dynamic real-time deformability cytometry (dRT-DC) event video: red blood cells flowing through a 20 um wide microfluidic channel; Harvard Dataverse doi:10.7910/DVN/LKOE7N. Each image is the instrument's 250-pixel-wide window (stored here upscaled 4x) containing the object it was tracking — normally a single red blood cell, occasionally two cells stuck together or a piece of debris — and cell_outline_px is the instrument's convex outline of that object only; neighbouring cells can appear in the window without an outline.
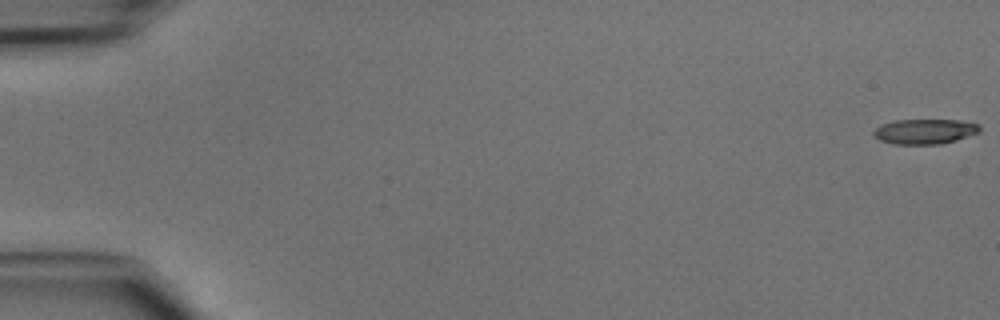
{"species": "common noctule bat (a hibernating species)", "species_latin": "Nyctalus noctula", "temperature_condition": "cold", "stored_images_in_passage": 48, "camera_frame_rate_fps": 3000, "um_per_image_px": 0.085, "animal": {"sex": "male", "body_mass_g": 15.6}, "frame": {"image": 1, "passage_image": 1, "time_ms": 0.0, "image_size_px": [1000, 320], "cell_outline_px": [[980, 132], [956, 140], [940, 144], [892, 144], [880, 140], [872, 132], [880, 124], [896, 120], [960, 120], [976, 124], [980, 128]], "centroid_in_image_um": [78.59, 11.17], "position_along_channel_um": 6.4, "area_um2": 15.37}}
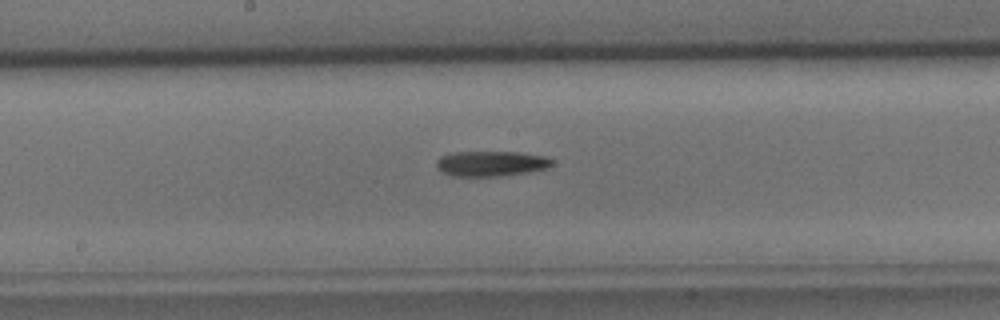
{"frame": {"image": 2, "passage_image": 26, "time_ms": 8.333, "image_size_px": [1000, 320], "cell_outline_px": [[552, 164], [548, 168], [528, 172], [504, 176], [452, 176], [444, 172], [436, 164], [436, 160], [440, 156], [452, 152], [520, 152], [548, 156], [552, 160]], "centroid_in_image_um": [41.78, 13.9], "position_along_channel_um": 206.4, "area_um2": 17.11}}
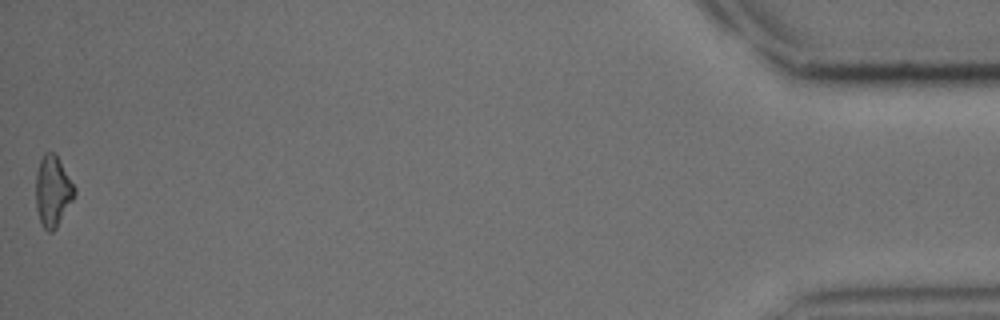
{"frame": {"image": 3, "passage_image": 48, "time_ms": 15.667, "image_size_px": [1000, 320], "cell_outline_px": [[76, 192], [72, 200], [56, 228], [52, 232], [48, 232], [44, 228], [40, 220], [36, 208], [36, 172], [40, 160], [44, 152], [56, 152], [76, 188]], "centroid_in_image_um": [4.48, 16.2], "position_along_channel_um": 430.7, "area_um2": 16.01}}